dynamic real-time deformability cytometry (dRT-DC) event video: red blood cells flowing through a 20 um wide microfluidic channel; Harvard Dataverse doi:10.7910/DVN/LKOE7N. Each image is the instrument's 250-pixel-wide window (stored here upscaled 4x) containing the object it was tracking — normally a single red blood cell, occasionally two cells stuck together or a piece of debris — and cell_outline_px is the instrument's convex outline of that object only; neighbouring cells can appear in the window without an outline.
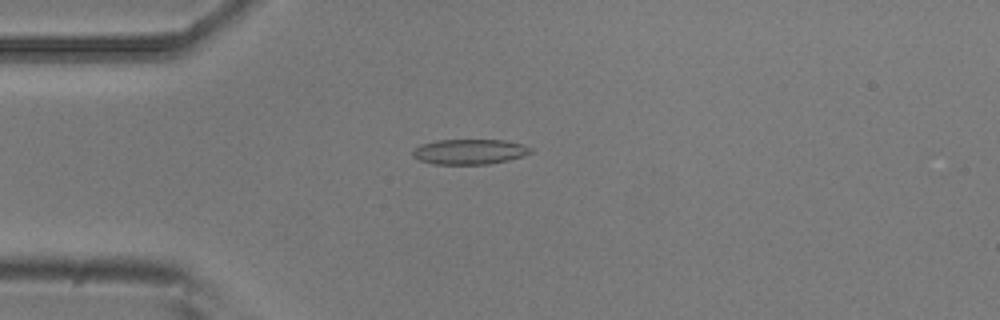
{"species": "common noctule bat (a hibernating species)", "species_latin": "Nyctalus noctula", "temperature_condition": "room temperature", "stored_images_in_passage": 4, "camera_frame_rate_fps": 3000, "um_per_image_px": 0.085, "animal": {"sex": "male", "body_mass_g": 20.5, "forearm_length_mm": 52.5}, "frame": {"image": 1, "passage_image": 4, "time_ms": 1.0, "image_size_px": [1000, 320], "cell_outline_px": [[532, 152], [508, 160], [488, 164], [432, 164], [420, 160], [412, 156], [412, 148], [420, 144], [436, 140], [504, 140], [524, 144], [532, 148]], "centroid_in_image_um": [39.86, 12.89], "position_along_channel_um": 45.1, "area_um2": 17.4}}